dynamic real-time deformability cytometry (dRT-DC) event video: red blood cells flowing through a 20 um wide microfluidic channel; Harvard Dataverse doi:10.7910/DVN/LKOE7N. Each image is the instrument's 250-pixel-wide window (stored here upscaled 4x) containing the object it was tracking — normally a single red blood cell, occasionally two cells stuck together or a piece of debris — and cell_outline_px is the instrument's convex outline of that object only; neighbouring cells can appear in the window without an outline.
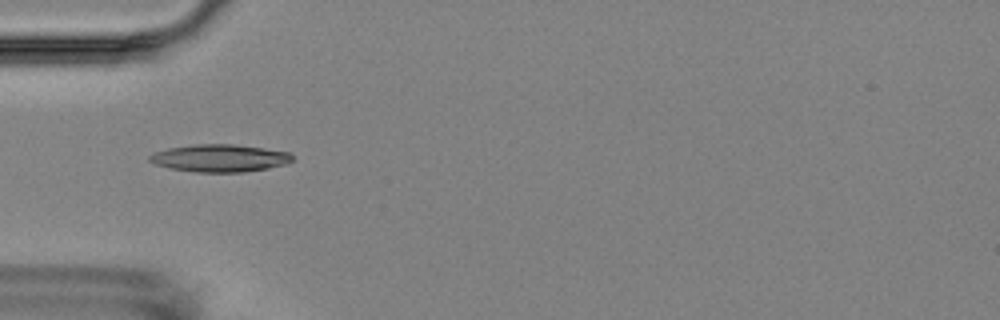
{"species": "Egyptian fruit bat (a non-hibernating species)", "species_latin": "Rousettus aegyptiacus", "temperature_condition": "room temperature", "stored_images_in_passage": 5, "camera_frame_rate_fps": 3000, "um_per_image_px": 0.085, "animal": {"sex": "female"}, "frame": {"image": 1, "passage_image": 4, "time_ms": 3.667, "image_size_px": [1000, 320], "cell_outline_px": [[292, 160], [288, 164], [268, 168], [244, 172], [196, 172], [168, 168], [156, 164], [148, 160], [148, 156], [156, 152], [168, 148], [192, 144], [232, 144], [264, 148], [288, 152], [292, 156]], "centroid_in_image_um": [18.67, 13.44], "position_along_channel_um": 66.3, "area_um2": 22.89}}